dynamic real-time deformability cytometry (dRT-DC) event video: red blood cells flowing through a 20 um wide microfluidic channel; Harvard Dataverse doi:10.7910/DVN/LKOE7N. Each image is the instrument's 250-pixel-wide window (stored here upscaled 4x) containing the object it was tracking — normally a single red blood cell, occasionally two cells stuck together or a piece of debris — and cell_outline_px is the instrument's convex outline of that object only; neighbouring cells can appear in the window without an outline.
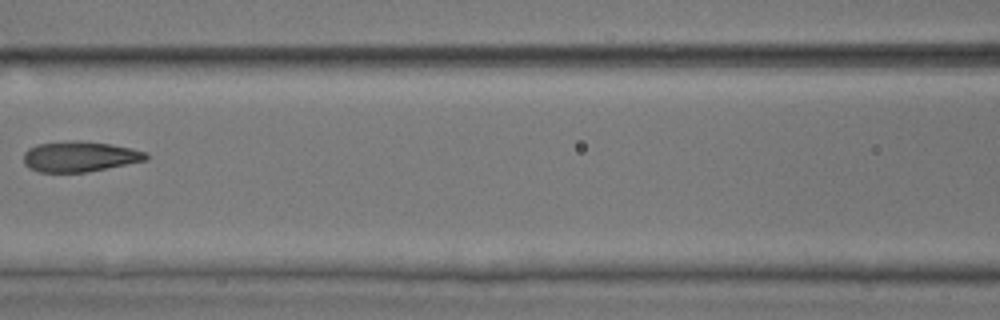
{"species": "common noctule bat (a hibernating species)", "species_latin": "Nyctalus noctula", "temperature_condition": "room temperature", "stored_images_in_passage": 7, "camera_frame_rate_fps": 3000, "um_per_image_px": 0.085, "animal": {"sex": "male", "body_mass_g": 17.9, "forearm_length_mm": 54.2}, "frame": {"image": 1, "passage_image": 6, "time_ms": 7.0, "image_size_px": [1000, 320], "cell_outline_px": [[148, 160], [88, 172], [36, 172], [28, 168], [24, 164], [24, 152], [28, 148], [36, 144], [72, 140], [80, 140], [112, 144], [132, 148], [148, 152]], "centroid_in_image_um": [6.78, 13.3], "position_along_channel_um": 159.8, "area_um2": 22.14}}